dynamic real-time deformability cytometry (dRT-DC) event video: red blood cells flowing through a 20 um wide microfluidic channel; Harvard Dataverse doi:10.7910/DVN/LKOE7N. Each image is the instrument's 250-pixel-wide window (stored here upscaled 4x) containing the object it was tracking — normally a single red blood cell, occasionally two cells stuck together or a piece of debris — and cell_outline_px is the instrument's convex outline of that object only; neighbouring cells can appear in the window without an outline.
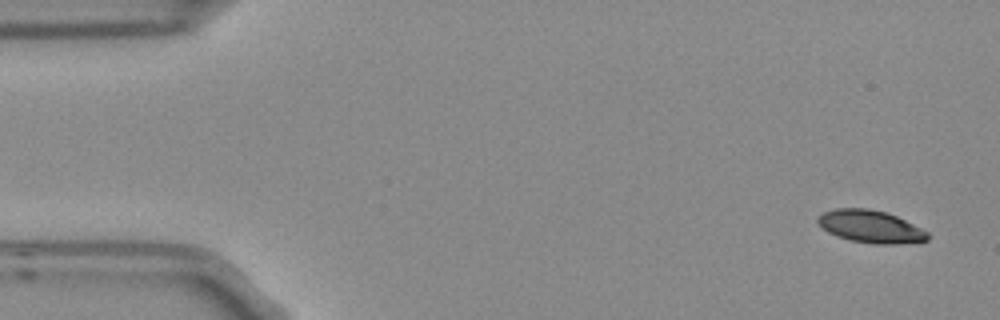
{"species": "Egyptian fruit bat (a non-hibernating species)", "species_latin": "Rousettus aegyptiacus", "temperature_condition": "room temperature", "stored_images_in_passage": 7, "camera_frame_rate_fps": 3000, "um_per_image_px": 0.085, "frame": {"image": 1, "passage_image": 1, "time_ms": 0.0, "image_size_px": [1000, 320], "cell_outline_px": [[928, 240], [896, 244], [876, 244], [852, 240], [836, 236], [828, 232], [816, 220], [816, 216], [824, 212], [836, 208], [868, 208], [884, 212], [896, 216], [928, 232]], "centroid_in_image_um": [73.96, 19.25], "position_along_channel_um": 11.0, "area_um2": 20.52}}
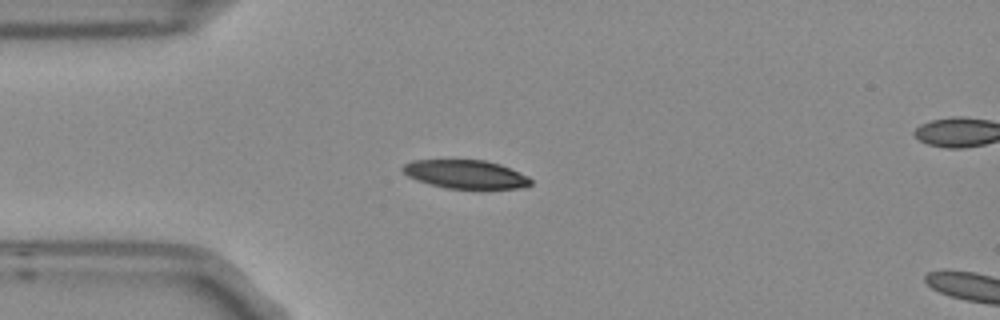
{"frame": {"image": 2, "passage_image": 4, "time_ms": 1.0, "image_size_px": [1000, 320], "cell_outline_px": [[532, 184], [524, 188], [444, 188], [428, 184], [416, 180], [408, 176], [400, 168], [404, 164], [412, 160], [484, 160], [500, 164], [528, 176], [532, 180]], "centroid_in_image_um": [39.56, 14.81], "position_along_channel_um": 45.4, "area_um2": 21.27}}